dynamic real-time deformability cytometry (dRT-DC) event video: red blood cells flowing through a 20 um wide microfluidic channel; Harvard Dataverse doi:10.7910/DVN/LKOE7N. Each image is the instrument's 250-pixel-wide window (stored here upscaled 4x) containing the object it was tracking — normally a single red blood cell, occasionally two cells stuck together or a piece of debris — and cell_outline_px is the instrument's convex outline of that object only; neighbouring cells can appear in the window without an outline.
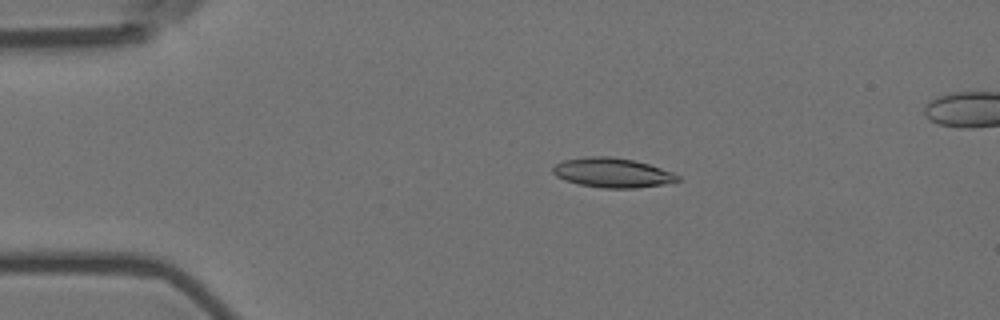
{"species": "Egyptian fruit bat (a non-hibernating species)", "species_latin": "Rousettus aegyptiacus", "temperature_condition": "room temperature", "stored_images_in_passage": 8, "camera_frame_rate_fps": 3000, "um_per_image_px": 0.085, "animal": {"sex": "female"}, "frame": {"image": 1, "passage_image": 3, "time_ms": 0.667, "image_size_px": [1000, 320], "cell_outline_px": [[680, 180], [664, 184], [636, 188], [600, 188], [580, 184], [564, 180], [556, 176], [552, 172], [552, 168], [556, 164], [564, 160], [588, 156], [612, 156], [632, 160], [648, 164], [672, 172], [680, 176]], "centroid_in_image_um": [52.04, 14.68], "position_along_channel_um": 33.0, "area_um2": 21.44}}
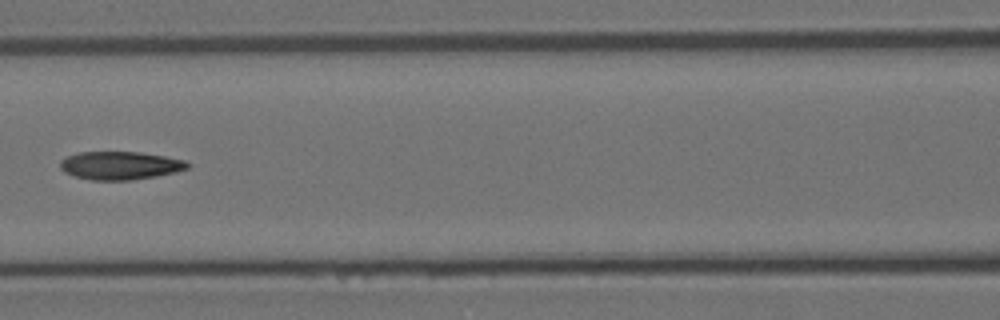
{"frame": {"image": 2, "passage_image": 7, "time_ms": 2.0, "image_size_px": [1000, 320], "cell_outline_px": [[188, 168], [176, 172], [156, 176], [132, 180], [92, 180], [76, 176], [64, 172], [60, 168], [60, 160], [68, 156], [80, 152], [140, 152], [164, 156], [184, 160], [188, 164]], "centroid_in_image_um": [10.2, 14.07], "position_along_channel_um": 156.4, "area_um2": 20.75}}
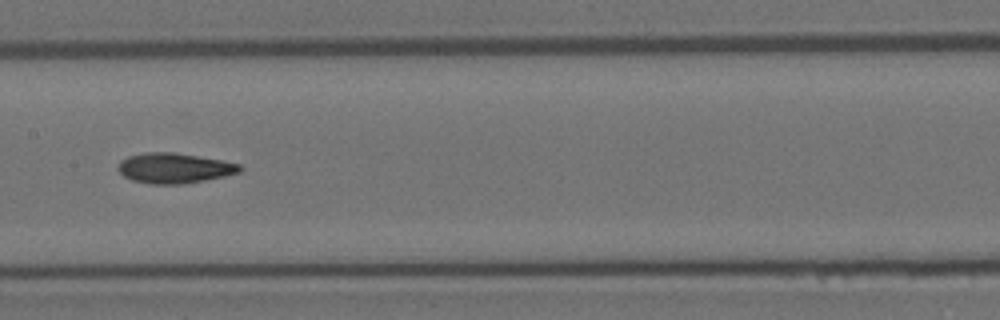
{"frame": {"image": 3, "passage_image": 8, "time_ms": 2.333, "image_size_px": [1000, 320], "cell_outline_px": [[244, 168], [240, 172], [224, 176], [204, 180], [180, 184], [148, 184], [132, 180], [124, 176], [116, 168], [120, 160], [128, 156], [144, 152], [176, 152], [220, 160], [240, 164]], "centroid_in_image_um": [14.78, 14.28], "position_along_channel_um": 192.6, "area_um2": 21.5}}